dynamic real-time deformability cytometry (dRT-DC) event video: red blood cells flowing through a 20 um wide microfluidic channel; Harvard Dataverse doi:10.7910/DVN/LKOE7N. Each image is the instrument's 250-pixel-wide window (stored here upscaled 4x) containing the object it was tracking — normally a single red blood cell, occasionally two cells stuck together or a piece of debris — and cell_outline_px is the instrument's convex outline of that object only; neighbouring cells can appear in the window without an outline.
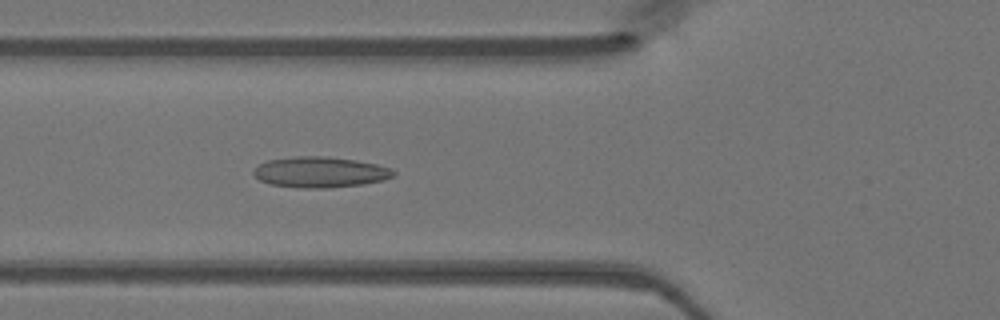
{"species": "Egyptian fruit bat (a non-hibernating species)", "species_latin": "Rousettus aegyptiacus", "temperature_condition": "warm", "stored_images_in_passage": 47, "camera_frame_rate_fps": 3000, "um_per_image_px": 0.085, "animal": {"sex": "female"}, "frame": {"image": 1, "passage_image": 17, "time_ms": 5.333, "image_size_px": [1000, 320], "cell_outline_px": [[396, 176], [384, 180], [364, 184], [328, 188], [304, 188], [272, 184], [260, 180], [252, 172], [260, 164], [268, 160], [296, 156], [328, 156], [356, 160], [376, 164], [392, 168], [396, 172]], "centroid_in_image_um": [27.28, 14.63], "position_along_channel_um": 98.5, "area_um2": 25.09}}
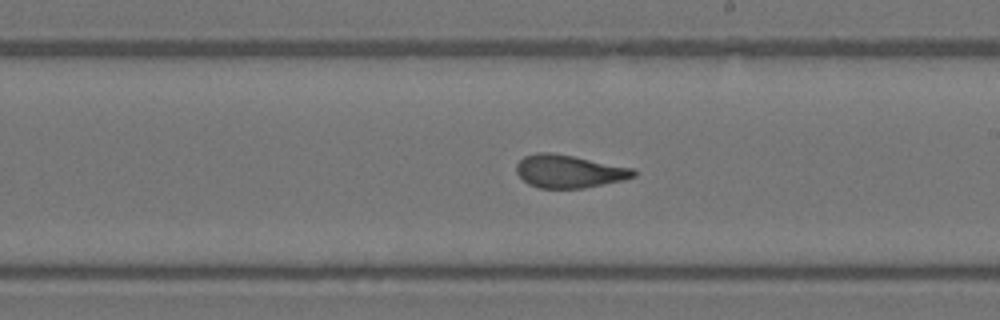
{"frame": {"image": 2, "passage_image": 27, "time_ms": 8.667, "image_size_px": [1000, 320], "cell_outline_px": [[636, 176], [624, 180], [584, 188], [540, 188], [528, 184], [516, 172], [516, 164], [524, 156], [536, 152], [552, 152], [632, 168], [636, 172]], "centroid_in_image_um": [48.34, 14.56], "position_along_channel_um": 240.7, "area_um2": 22.37}}
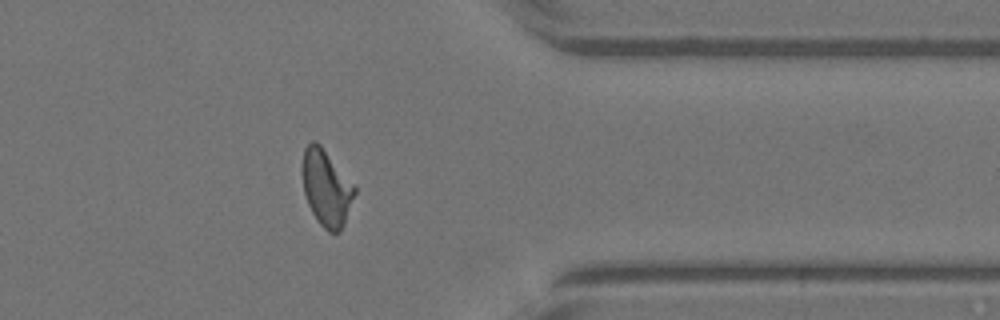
{"frame": {"image": 3, "passage_image": 38, "time_ms": 12.333, "image_size_px": [1000, 320], "cell_outline_px": [[356, 192], [344, 224], [340, 232], [328, 232], [320, 224], [312, 212], [308, 204], [304, 192], [304, 148], [312, 140], [316, 140], [320, 144], [356, 184]], "centroid_in_image_um": [27.79, 15.97], "position_along_channel_um": 383.6, "area_um2": 23.12}}